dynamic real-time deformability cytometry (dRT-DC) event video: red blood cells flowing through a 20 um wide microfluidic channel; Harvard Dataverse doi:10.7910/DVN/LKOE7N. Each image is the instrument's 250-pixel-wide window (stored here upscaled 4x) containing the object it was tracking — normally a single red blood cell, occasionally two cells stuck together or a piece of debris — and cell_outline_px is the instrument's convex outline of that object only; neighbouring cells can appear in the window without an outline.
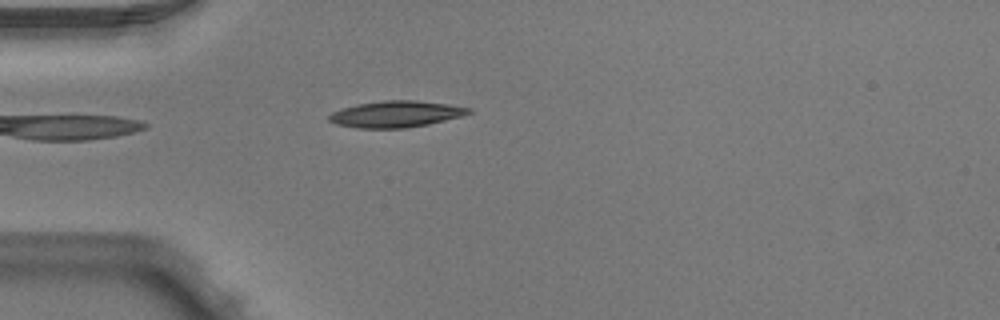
{"species": "Egyptian fruit bat (a non-hibernating species)", "species_latin": "Rousettus aegyptiacus", "temperature_condition": "warm", "stored_images_in_passage": 4, "camera_frame_rate_fps": 3000, "um_per_image_px": 0.085, "animal": {"sex": "male"}, "frame": {"image": 1, "passage_image": 4, "time_ms": 1.0, "image_size_px": [1000, 320], "cell_outline_px": [[472, 112], [460, 116], [428, 124], [404, 128], [356, 128], [336, 124], [328, 120], [328, 116], [332, 112], [356, 104], [384, 100], [416, 100], [448, 104], [472, 108]], "centroid_in_image_um": [33.64, 9.69], "position_along_channel_um": 51.4, "area_um2": 21.39}}